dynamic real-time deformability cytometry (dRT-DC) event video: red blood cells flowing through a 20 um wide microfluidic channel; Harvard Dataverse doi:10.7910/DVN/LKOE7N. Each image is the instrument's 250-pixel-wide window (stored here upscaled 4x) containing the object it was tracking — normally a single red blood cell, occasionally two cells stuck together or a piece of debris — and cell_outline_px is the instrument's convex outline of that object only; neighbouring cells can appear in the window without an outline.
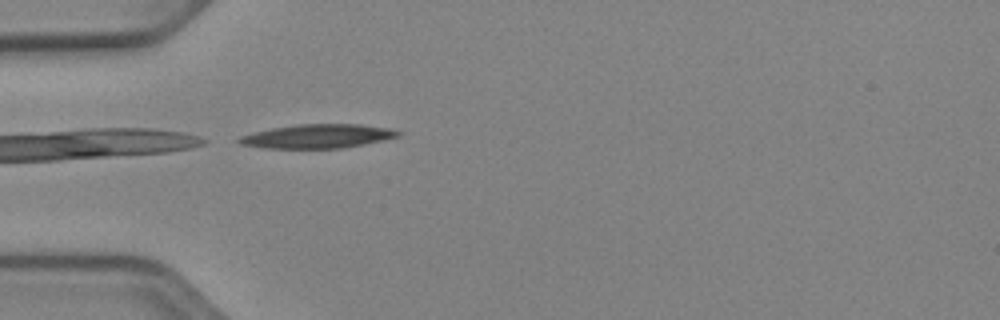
{"species": "Egyptian fruit bat (a non-hibernating species)", "species_latin": "Rousettus aegyptiacus", "temperature_condition": "cold", "stored_images_in_passage": 36, "camera_frame_rate_fps": 3000, "um_per_image_px": 0.085, "animal": {"sex": "female"}, "frame": {"image": 1, "passage_image": 1, "time_ms": 0.0, "image_size_px": [1000, 320], "cell_outline_px": [[400, 136], [384, 140], [364, 144], [340, 148], [264, 148], [240, 144], [236, 140], [240, 136], [272, 128], [296, 124], [360, 124], [388, 128], [400, 132]], "centroid_in_image_um": [26.99, 11.58], "position_along_channel_um": 58.0, "area_um2": 22.02}}
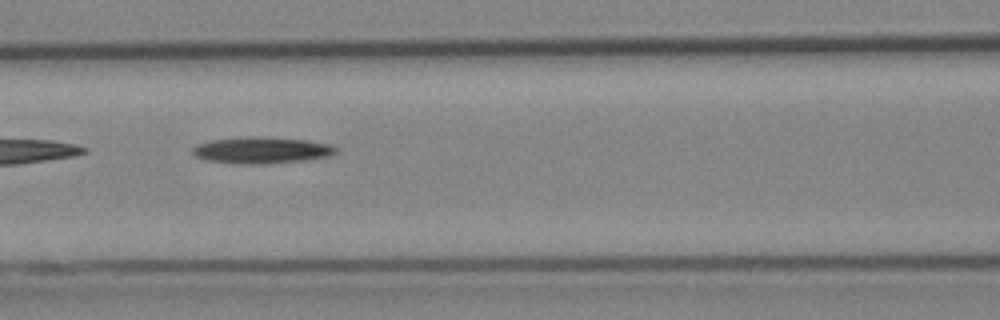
{"frame": {"image": 2, "passage_image": 8, "time_ms": 2.333, "image_size_px": [1000, 320], "cell_outline_px": [[340, 152], [332, 156], [304, 160], [264, 164], [240, 164], [208, 160], [196, 156], [192, 152], [192, 148], [196, 144], [212, 140], [240, 136], [264, 136], [308, 140], [332, 144], [340, 148]], "centroid_in_image_um": [22.32, 12.75], "position_along_channel_um": 144.3, "area_um2": 22.66}}
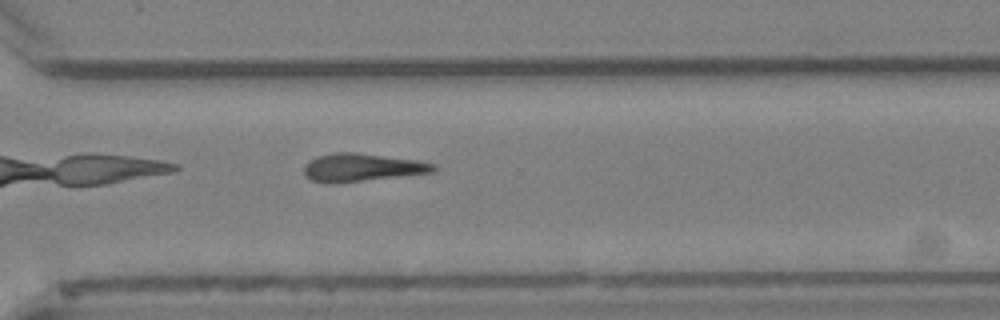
{"frame": {"image": 3, "passage_image": 23, "time_ms": 7.333, "image_size_px": [1000, 320], "cell_outline_px": [[436, 172], [328, 184], [324, 184], [312, 180], [304, 176], [304, 164], [308, 160], [316, 156], [332, 152], [356, 152], [416, 160], [436, 164]], "centroid_in_image_um": [30.71, 14.23], "position_along_channel_um": 339.9, "area_um2": 21.27}}